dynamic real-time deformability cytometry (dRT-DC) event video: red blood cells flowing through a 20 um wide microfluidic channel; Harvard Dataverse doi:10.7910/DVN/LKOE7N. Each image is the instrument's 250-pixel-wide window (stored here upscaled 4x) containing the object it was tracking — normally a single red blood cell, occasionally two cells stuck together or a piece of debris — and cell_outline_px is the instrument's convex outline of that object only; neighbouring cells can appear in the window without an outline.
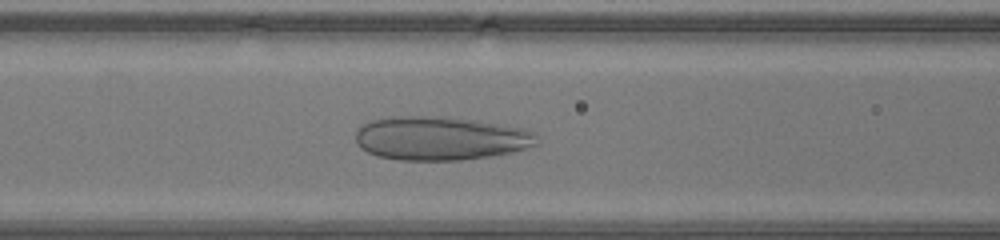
{"species": "human", "species_latin": "Homo sapiens", "temperature_condition": "warm", "stored_images_in_passage": 35, "camera_frame_rate_fps": 3000, "um_per_image_px": 0.085, "donor": {"sex": "male"}, "frame": {"image": 1, "passage_image": 16, "time_ms": 5.0, "image_size_px": [1000, 240], "cell_outline_px": [[540, 144], [528, 148], [488, 156], [460, 160], [400, 160], [380, 156], [368, 152], [360, 148], [356, 144], [356, 132], [364, 124], [372, 120], [396, 116], [444, 116], [476, 120], [524, 128], [532, 132]], "centroid_in_image_um": [37.43, 11.75], "position_along_channel_um": 129.2, "area_um2": 46.07}}
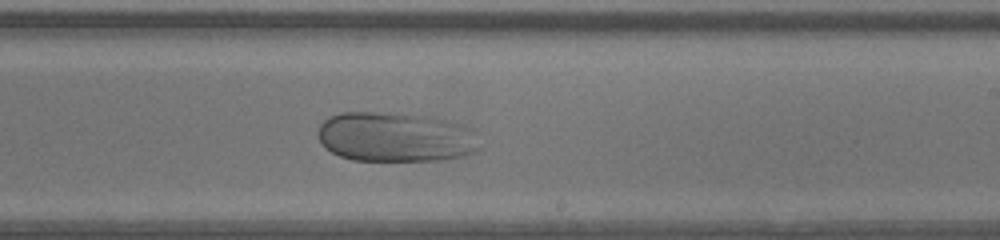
{"frame": {"image": 2, "passage_image": 24, "time_ms": 7.667, "image_size_px": [1000, 240], "cell_outline_px": [[480, 148], [476, 152], [464, 156], [440, 160], [352, 160], [340, 156], [332, 152], [320, 140], [320, 124], [328, 116], [340, 112], [400, 112], [448, 120], [476, 128], [480, 132]], "centroid_in_image_um": [33.74, 11.63], "position_along_channel_um": 255.3, "area_um2": 47.63}}
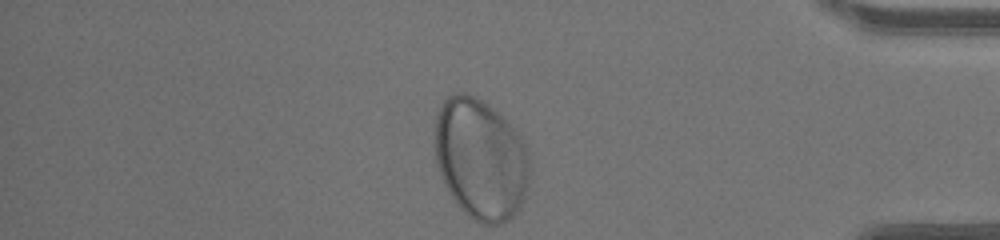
{"frame": {"image": 3, "passage_image": 35, "time_ms": 11.333, "image_size_px": [1000, 240], "cell_outline_px": [[528, 184], [520, 204], [516, 212], [508, 220], [500, 224], [484, 224], [468, 216], [460, 208], [448, 192], [444, 184], [436, 160], [432, 144], [436, 116], [444, 100], [448, 96], [456, 92], [464, 92], [480, 100], [492, 108], [512, 128], [520, 140], [524, 148], [528, 160]], "centroid_in_image_um": [40.78, 13.53], "position_along_channel_um": 394.4, "area_um2": 66.12}}